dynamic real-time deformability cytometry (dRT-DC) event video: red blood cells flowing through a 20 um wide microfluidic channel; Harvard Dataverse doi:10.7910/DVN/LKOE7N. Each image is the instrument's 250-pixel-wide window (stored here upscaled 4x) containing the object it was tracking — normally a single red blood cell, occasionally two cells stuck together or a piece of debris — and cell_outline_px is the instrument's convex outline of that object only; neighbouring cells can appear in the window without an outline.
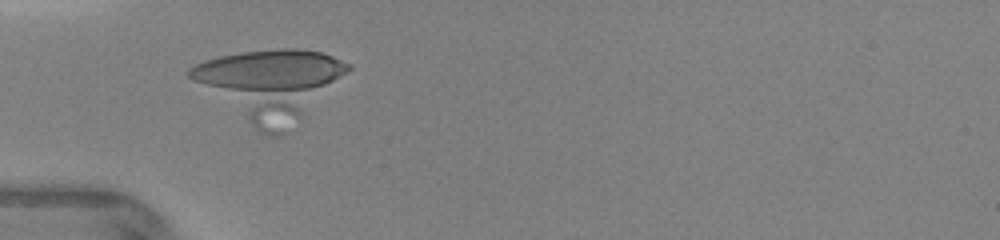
{"species": "human", "species_latin": "Homo sapiens", "temperature_condition": "warm", "stored_images_in_passage": 70, "segment_of_instrument_passage": [1, 2], "camera_frame_rate_fps": 3000, "um_per_image_px": 0.085, "donor": {"sex": "female"}, "frame": {"image": 1, "passage_image": 38, "time_ms": 4.333, "image_size_px": [1000, 240], "cell_outline_px": [[352, 68], [288, 132], [280, 136], [268, 136], [256, 132], [192, 80], [184, 72], [188, 68], [204, 60], [220, 56], [240, 52], [284, 48], [296, 48], [320, 52], [332, 56], [352, 64]], "centroid_in_image_um": [22.93, 7.21], "position_along_channel_um": 62.1, "area_um2": 64.79}}